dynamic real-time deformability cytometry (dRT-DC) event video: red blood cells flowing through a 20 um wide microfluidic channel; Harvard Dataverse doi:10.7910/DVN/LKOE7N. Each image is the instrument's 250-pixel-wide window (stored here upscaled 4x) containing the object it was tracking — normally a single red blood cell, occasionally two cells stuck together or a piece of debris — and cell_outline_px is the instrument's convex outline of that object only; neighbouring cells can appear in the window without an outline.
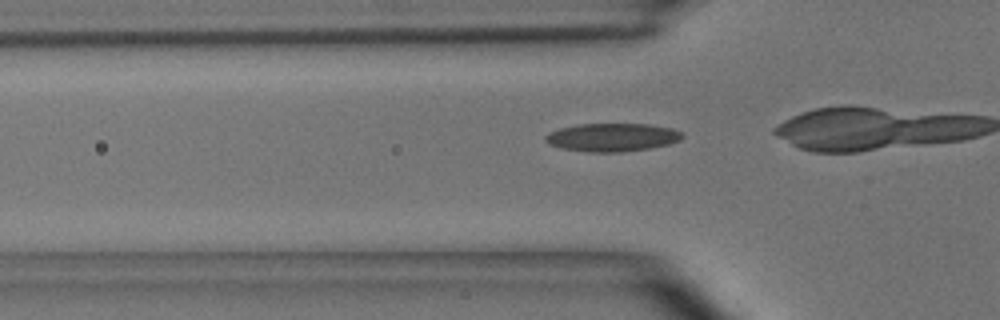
{"species": "common noctule bat (a hibernating species)", "species_latin": "Nyctalus noctula", "temperature_condition": "room temperature", "stored_images_in_passage": 12, "camera_frame_rate_fps": 3000, "um_per_image_px": 0.085, "animal": {"sex": "male", "body_mass_g": 15.6}, "frame": {"image": 1, "passage_image": 7, "time_ms": 2.0, "image_size_px": [1000, 320], "cell_outline_px": [[684, 136], [680, 140], [668, 144], [648, 148], [620, 152], [588, 152], [564, 148], [548, 144], [544, 140], [544, 136], [548, 132], [560, 128], [580, 124], [648, 124], [672, 128], [680, 132]], "centroid_in_image_um": [52.01, 11.67], "position_along_channel_um": 73.8, "area_um2": 22.37}}